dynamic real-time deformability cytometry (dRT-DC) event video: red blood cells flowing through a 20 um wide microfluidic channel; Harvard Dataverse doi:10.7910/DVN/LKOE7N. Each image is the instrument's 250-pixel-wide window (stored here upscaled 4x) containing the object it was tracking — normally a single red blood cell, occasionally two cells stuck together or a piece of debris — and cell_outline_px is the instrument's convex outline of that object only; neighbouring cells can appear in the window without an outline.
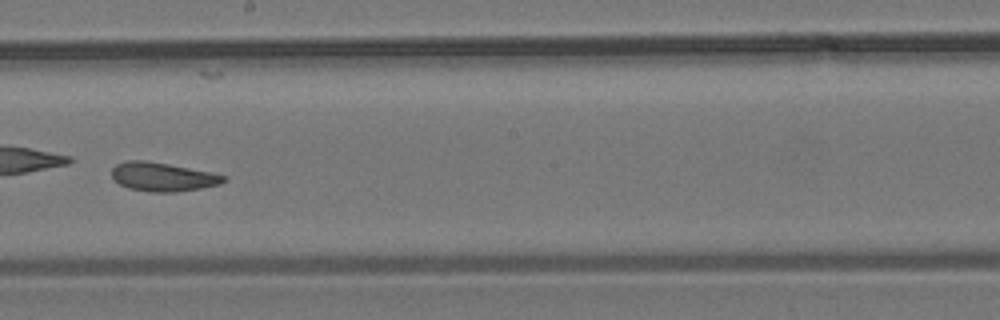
{"species": "common noctule bat (a hibernating species)", "species_latin": "Nyctalus noctula", "temperature_condition": "room temperature", "stored_images_in_passage": 52, "camera_frame_rate_fps": 3000, "um_per_image_px": 0.085, "animal": {"sex": "male", "body_mass_g": 19.2, "forearm_length_mm": 51.8}, "frame": {"image": 1, "passage_image": 30, "time_ms": 9.667, "image_size_px": [1000, 320], "cell_outline_px": [[228, 176], [220, 184], [200, 188], [176, 192], [152, 192], [128, 188], [120, 184], [112, 176], [112, 168], [116, 164], [128, 160], [144, 160], [168, 164]], "centroid_in_image_um": [13.8, 15.03], "position_along_channel_um": 234.4, "area_um2": 18.5}, "authors_computed_cell_mechanics": {"area_um2": 25.8366, "velocity_mm_per_s": 3.805, "shape_relaxation_time_tau1_ms": 1.9777, "shape_relaxation_time_tau2_ms": 4.2363, "deformation_change_tau1": 0.1951, "deformation_change_tau2": 0.1301}}